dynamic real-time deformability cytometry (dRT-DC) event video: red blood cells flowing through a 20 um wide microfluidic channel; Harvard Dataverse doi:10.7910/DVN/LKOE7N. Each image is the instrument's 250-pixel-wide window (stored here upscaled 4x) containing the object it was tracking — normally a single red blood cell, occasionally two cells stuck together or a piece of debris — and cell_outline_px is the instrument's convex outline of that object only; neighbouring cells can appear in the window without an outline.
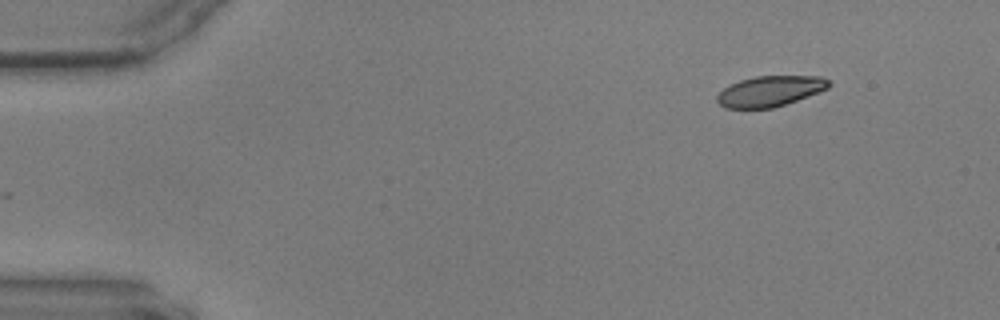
{"species": "common noctule bat (a hibernating species)", "species_latin": "Nyctalus noctula", "temperature_condition": "warm", "stored_images_in_passage": 53, "camera_frame_rate_fps": 3000, "um_per_image_px": 0.085, "animal": {"sex": "male", "body_mass_g": 17.9, "forearm_length_mm": 54.2}, "frame": {"image": 1, "passage_image": 1, "time_ms": 0.0, "image_size_px": [1000, 320], "cell_outline_px": [[832, 84], [828, 88], [796, 100], [772, 108], [724, 108], [716, 100], [716, 96], [728, 84], [740, 80], [756, 76], [820, 76], [832, 80]], "centroid_in_image_um": [65.45, 7.73], "position_along_channel_um": 19.6, "area_um2": 19.88}}
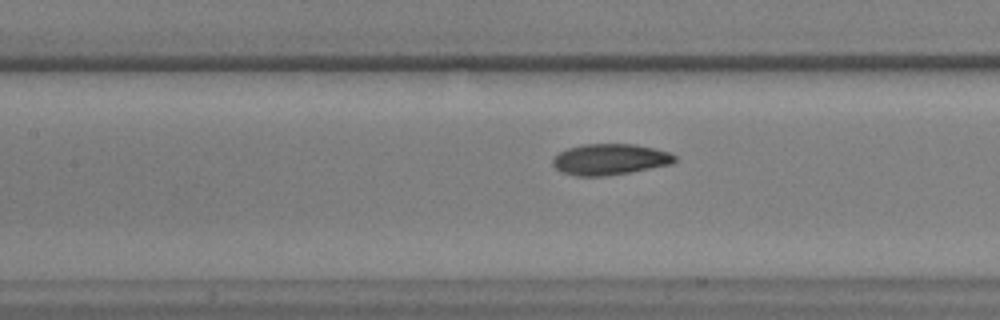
{"frame": {"image": 2, "passage_image": 21, "time_ms": 6.667, "image_size_px": [1000, 320], "cell_outline_px": [[676, 160], [672, 164], [628, 172], [604, 176], [576, 176], [560, 172], [552, 164], [552, 160], [560, 152], [568, 148], [584, 144], [636, 144], [668, 152], [676, 156]], "centroid_in_image_um": [51.82, 13.55], "position_along_channel_um": 155.6, "area_um2": 21.91}}
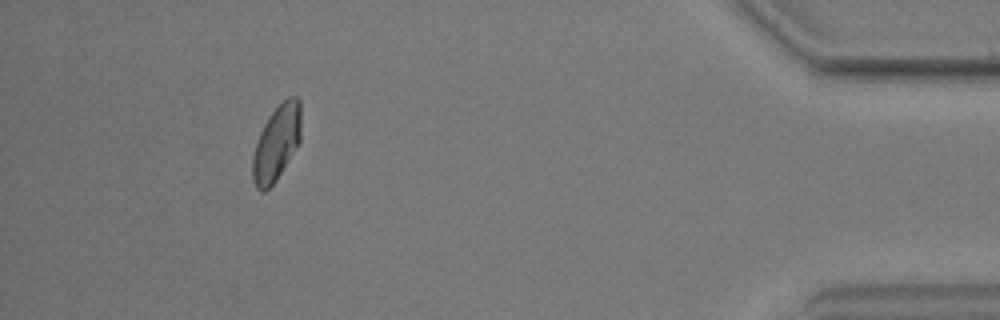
{"frame": {"image": 3, "passage_image": 48, "time_ms": 15.667, "image_size_px": [1000, 320], "cell_outline_px": [[300, 140], [276, 180], [264, 192], [260, 192], [256, 188], [252, 180], [252, 156], [256, 140], [268, 116], [288, 96], [296, 96], [300, 100]], "centroid_in_image_um": [23.47, 12.16], "position_along_channel_um": 411.7, "area_um2": 21.15}}